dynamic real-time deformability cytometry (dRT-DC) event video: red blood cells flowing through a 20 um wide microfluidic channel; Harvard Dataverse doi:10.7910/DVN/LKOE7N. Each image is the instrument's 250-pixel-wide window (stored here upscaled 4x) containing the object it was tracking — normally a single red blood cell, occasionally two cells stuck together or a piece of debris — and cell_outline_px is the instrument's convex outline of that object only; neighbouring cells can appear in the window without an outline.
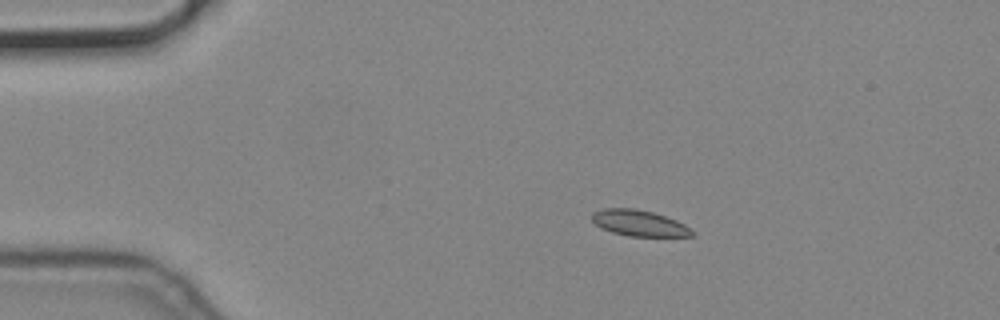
{"species": "common noctule bat (a hibernating species)", "species_latin": "Nyctalus noctula", "temperature_condition": "cold", "stored_images_in_passage": 47, "camera_frame_rate_fps": 3000, "um_per_image_px": 0.085, "animal": {"sex": "male", "body_mass_g": 19.2, "forearm_length_mm": 51.8}, "frame": {"image": 1, "passage_image": 1, "time_ms": 0.0, "image_size_px": [1000, 320], "cell_outline_px": [[696, 232], [692, 236], [628, 236], [612, 232], [600, 228], [592, 220], [592, 212], [604, 208], [636, 208], [652, 212], [676, 220], [684, 224]], "centroid_in_image_um": [54.32, 18.96], "position_along_channel_um": 30.7, "area_um2": 15.2}}
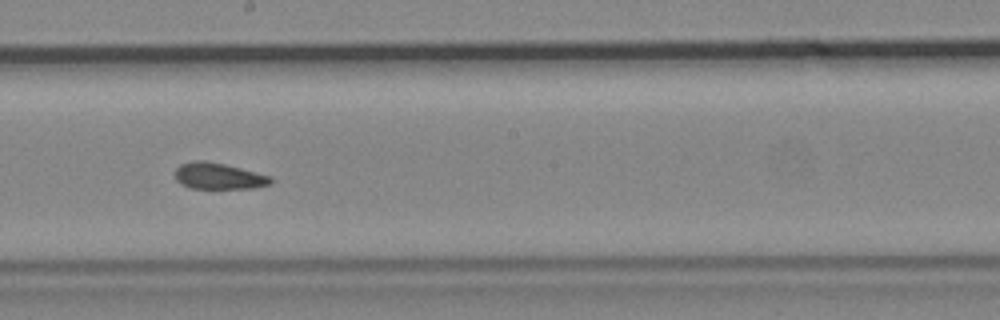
{"frame": {"image": 2, "passage_image": 22, "time_ms": 7.0, "image_size_px": [1000, 320], "cell_outline_px": [[272, 180], [268, 184], [252, 188], [192, 188], [180, 184], [176, 180], [176, 168], [180, 164], [196, 160], [204, 160], [224, 164], [272, 176]], "centroid_in_image_um": [18.55, 14.96], "position_along_channel_um": 229.6, "area_um2": 14.51}}
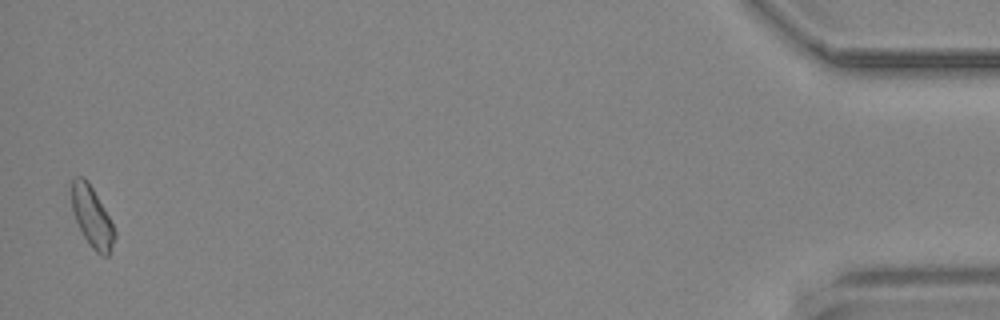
{"frame": {"image": 3, "passage_image": 46, "time_ms": 15.0, "image_size_px": [1000, 320], "cell_outline_px": [[116, 236], [108, 256], [100, 256], [88, 244], [76, 220], [72, 208], [72, 176], [84, 176], [88, 180], [104, 208], [116, 232]], "centroid_in_image_um": [7.82, 18.43], "position_along_channel_um": 427.4, "area_um2": 15.09}}